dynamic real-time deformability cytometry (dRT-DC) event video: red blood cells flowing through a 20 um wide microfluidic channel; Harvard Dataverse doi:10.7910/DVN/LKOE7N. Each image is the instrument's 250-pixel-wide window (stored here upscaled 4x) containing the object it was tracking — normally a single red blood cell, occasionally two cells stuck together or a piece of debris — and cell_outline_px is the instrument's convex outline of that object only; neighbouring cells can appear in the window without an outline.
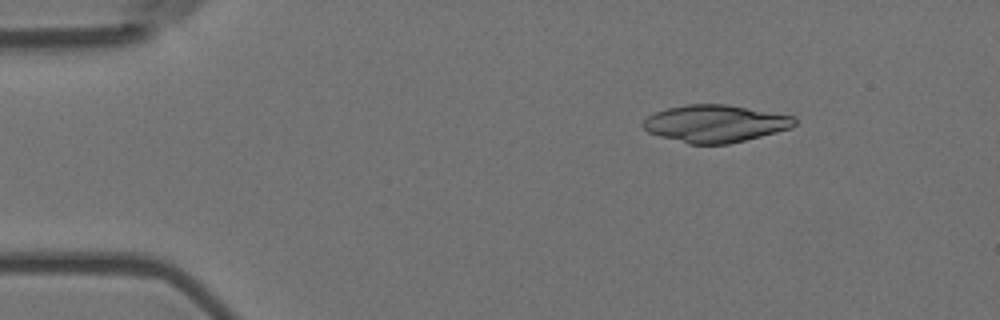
{"species": "Egyptian fruit bat (a non-hibernating species)", "species_latin": "Rousettus aegyptiacus", "temperature_condition": "room temperature", "stored_images_in_passage": 5, "camera_frame_rate_fps": 3000, "um_per_image_px": 0.085, "animal": {"sex": "female"}, "frame": {"image": 1, "passage_image": 2, "time_ms": 0.333, "image_size_px": [1000, 320], "cell_outline_px": [[796, 124], [792, 128], [728, 144], [688, 144], [660, 136], [648, 132], [640, 124], [648, 116], [656, 112], [668, 108], [688, 104], [724, 104], [796, 116]], "centroid_in_image_um": [60.8, 10.5], "position_along_channel_um": 24.2, "area_um2": 32.83}}